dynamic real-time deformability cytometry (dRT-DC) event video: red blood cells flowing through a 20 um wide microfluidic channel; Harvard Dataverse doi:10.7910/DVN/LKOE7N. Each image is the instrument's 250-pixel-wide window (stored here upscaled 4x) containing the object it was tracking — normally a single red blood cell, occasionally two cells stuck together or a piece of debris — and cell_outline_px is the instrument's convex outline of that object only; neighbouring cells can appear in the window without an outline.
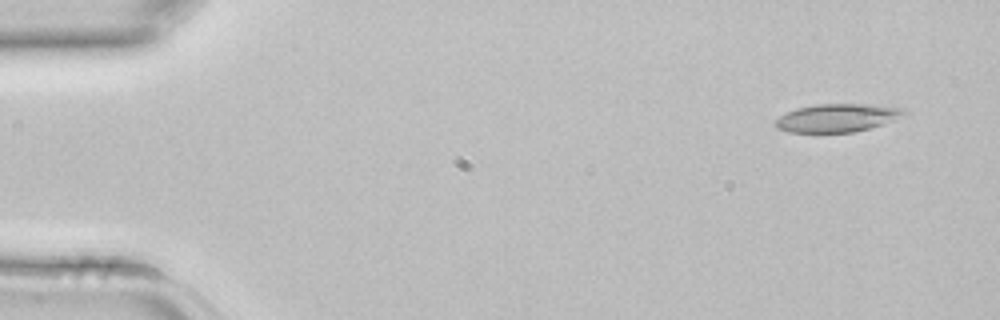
{"species": "common noctule bat (a hibernating species)", "species_latin": "Nyctalus noctula", "temperature_condition": "room temperature", "stored_images_in_passage": 3, "camera_frame_rate_fps": 3000, "um_per_image_px": 0.085, "animal": {"sex": "female", "body_mass_g": 22.7, "forearm_length_mm": 54.2}, "frame": {"image": 1, "passage_image": 1, "time_ms": 0.0, "image_size_px": [1000, 320], "cell_outline_px": [[912, 112], [884, 124], [872, 128], [852, 132], [788, 132], [776, 128], [776, 120], [780, 116], [796, 108], [816, 104], [868, 104], [904, 108]], "centroid_in_image_um": [71.23, 10.01], "position_along_channel_um": 13.8, "area_um2": 21.21}}